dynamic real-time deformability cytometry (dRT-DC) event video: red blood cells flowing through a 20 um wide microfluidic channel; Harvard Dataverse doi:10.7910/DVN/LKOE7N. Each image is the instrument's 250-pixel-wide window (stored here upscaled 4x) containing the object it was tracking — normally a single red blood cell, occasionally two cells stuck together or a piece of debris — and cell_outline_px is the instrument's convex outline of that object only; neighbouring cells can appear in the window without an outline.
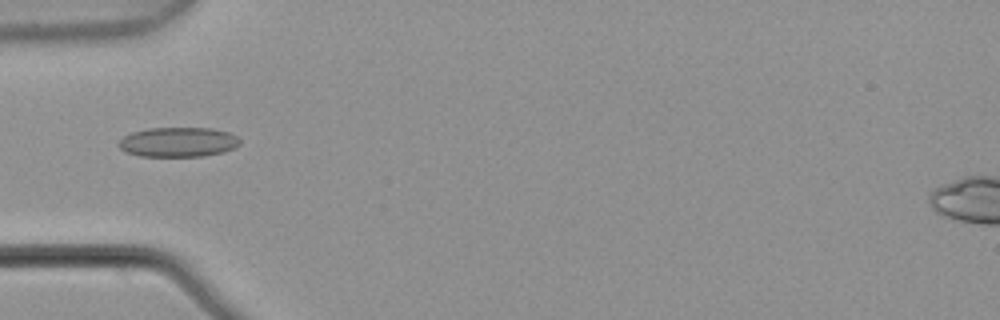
{"species": "common noctule bat (a hibernating species)", "species_latin": "Nyctalus noctula", "temperature_condition": "warm", "stored_images_in_passage": 1, "camera_frame_rate_fps": 3000, "um_per_image_px": 0.085, "animal": {"sex": "male", "body_mass_g": 21.5, "forearm_length_mm": 52.0}, "frame": {"image": 1, "passage_image": 1, "time_ms": 0.0, "image_size_px": [1000, 320], "cell_outline_px": [[240, 144], [236, 148], [224, 152], [204, 156], [140, 156], [124, 152], [116, 144], [124, 136], [132, 132], [148, 128], [212, 128], [228, 132], [236, 136], [240, 140]], "centroid_in_image_um": [15.14, 12.08], "position_along_channel_um": 69.9, "area_um2": 21.15}}